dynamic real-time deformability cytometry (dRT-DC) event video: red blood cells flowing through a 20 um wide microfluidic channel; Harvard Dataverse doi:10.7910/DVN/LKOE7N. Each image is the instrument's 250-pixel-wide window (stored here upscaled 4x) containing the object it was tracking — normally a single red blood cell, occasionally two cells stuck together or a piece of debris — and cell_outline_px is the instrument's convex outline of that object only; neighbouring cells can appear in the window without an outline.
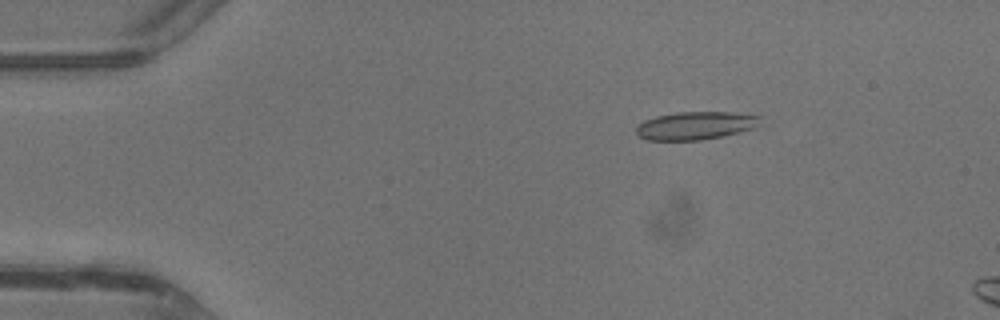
{"species": "common noctule bat (a hibernating species)", "species_latin": "Nyctalus noctula", "temperature_condition": "warm", "stored_images_in_passage": 11, "camera_frame_rate_fps": 3000, "um_per_image_px": 0.085, "animal": {"sex": "male", "body_mass_g": 13.3}, "frame": {"image": 1, "passage_image": 7, "time_ms": 2.0, "image_size_px": [1000, 320], "cell_outline_px": [[760, 124], [752, 128], [740, 132], [724, 136], [700, 140], [648, 140], [640, 136], [636, 132], [636, 128], [644, 120], [656, 116], [676, 112], [736, 112], [760, 116]], "centroid_in_image_um": [59.14, 10.67], "position_along_channel_um": 25.9, "area_um2": 20.23}}